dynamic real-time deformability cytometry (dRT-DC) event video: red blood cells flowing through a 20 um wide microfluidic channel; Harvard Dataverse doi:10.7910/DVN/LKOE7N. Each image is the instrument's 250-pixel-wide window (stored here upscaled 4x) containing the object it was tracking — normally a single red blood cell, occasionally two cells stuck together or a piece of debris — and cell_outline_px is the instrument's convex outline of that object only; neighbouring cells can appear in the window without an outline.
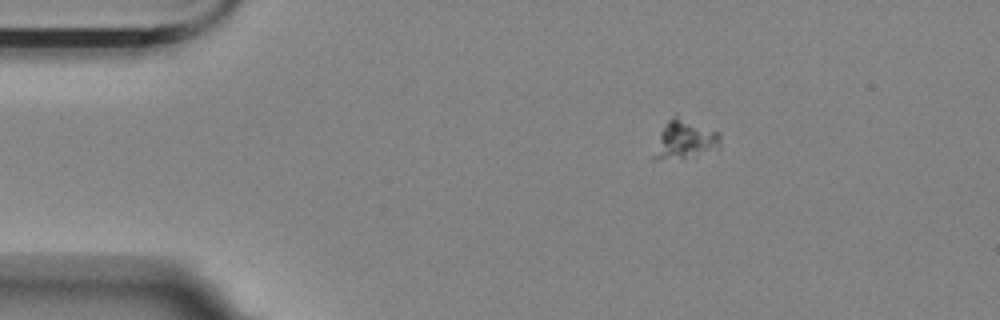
{"species": "Egyptian fruit bat (a non-hibernating species)", "species_latin": "Rousettus aegyptiacus", "temperature_condition": "room temperature", "stored_images_in_passage": 49, "camera_frame_rate_fps": 3000, "um_per_image_px": 0.085, "animal": {"sex": "female"}, "frame": {"image": 1, "passage_image": 1, "time_ms": 0.0, "image_size_px": [1000, 320], "cell_outline_px": [[720, 148], [696, 160], [652, 160], [652, 156], [660, 132], [664, 124], [672, 116], [676, 116], [720, 132]], "centroid_in_image_um": [58.24, 11.97], "position_along_channel_um": 26.8, "area_um2": 15.84}}
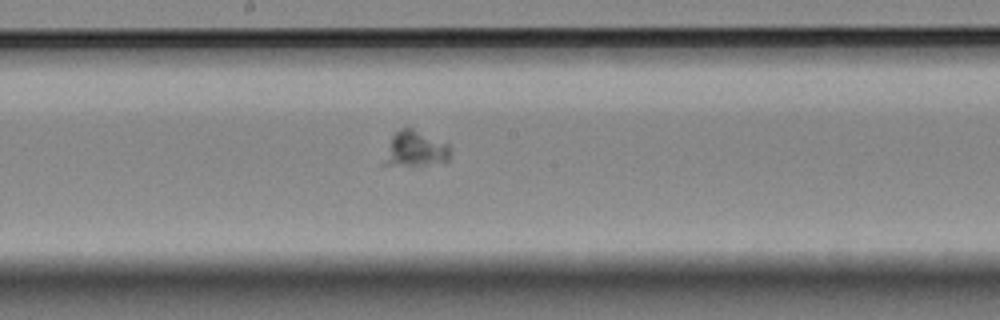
{"frame": {"image": 2, "passage_image": 22, "time_ms": 7.0, "image_size_px": [1000, 320], "cell_outline_px": [[448, 160], [424, 164], [380, 164], [392, 136], [400, 128], [412, 128], [448, 144]], "centroid_in_image_um": [35.23, 12.63], "position_along_channel_um": 213.0, "area_um2": 13.12}}
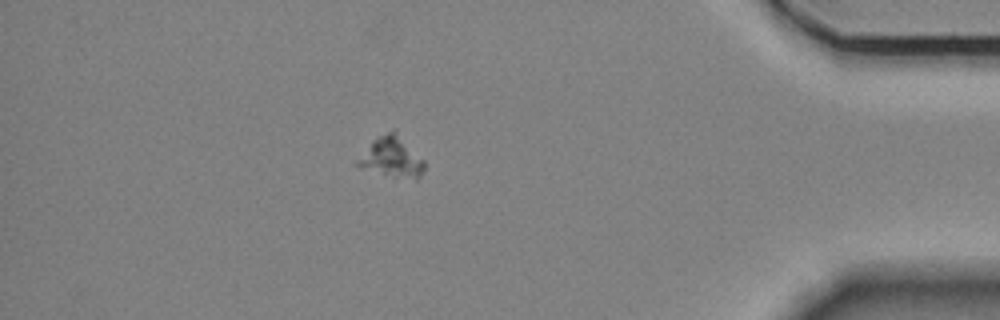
{"frame": {"image": 3, "passage_image": 42, "time_ms": 13.667, "image_size_px": [1000, 320], "cell_outline_px": [[424, 168], [420, 176], [416, 180], [396, 176], [356, 164], [356, 160], [372, 140], [376, 136], [388, 132], [392, 132], [424, 160]], "centroid_in_image_um": [33.3, 13.37], "position_along_channel_um": 401.9, "area_um2": 14.45}}